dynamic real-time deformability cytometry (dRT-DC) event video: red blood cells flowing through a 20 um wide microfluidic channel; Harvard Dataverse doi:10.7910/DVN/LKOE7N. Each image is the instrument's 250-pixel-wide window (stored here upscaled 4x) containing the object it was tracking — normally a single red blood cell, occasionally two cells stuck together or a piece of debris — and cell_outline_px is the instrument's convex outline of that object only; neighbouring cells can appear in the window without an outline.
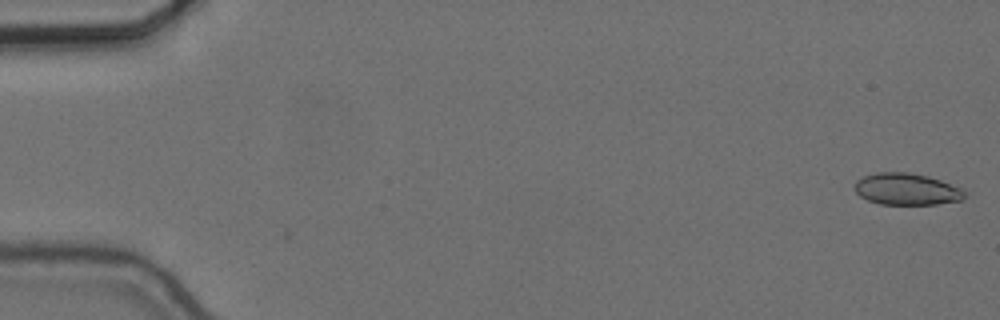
{"species": "common noctule bat (a hibernating species)", "species_latin": "Nyctalus noctula", "temperature_condition": "cold", "stored_images_in_passage": 56, "camera_frame_rate_fps": 3000, "um_per_image_px": 0.085, "animal": {"sex": "female", "body_mass_g": 24.6, "forearm_length_mm": 56.2}, "frame": {"image": 1, "passage_image": 1, "time_ms": 0.0, "image_size_px": [1000, 320], "cell_outline_px": [[964, 200], [936, 204], [880, 204], [868, 200], [860, 196], [856, 192], [856, 180], [864, 176], [876, 172], [908, 172], [928, 176], [964, 188]], "centroid_in_image_um": [77.09, 16.07], "position_along_channel_um": 7.9, "area_um2": 20.35}}
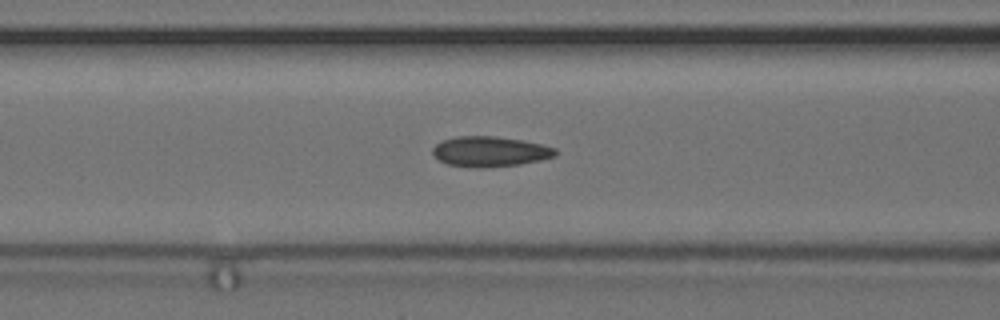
{"frame": {"image": 2, "passage_image": 23, "time_ms": 7.333, "image_size_px": [1000, 320], "cell_outline_px": [[560, 152], [556, 156], [540, 160], [520, 164], [484, 168], [476, 168], [448, 164], [440, 160], [432, 152], [432, 148], [436, 144], [444, 140], [456, 136], [496, 136], [524, 140], [556, 148]], "centroid_in_image_um": [41.69, 12.88], "position_along_channel_um": 124.9, "area_um2": 21.73}}
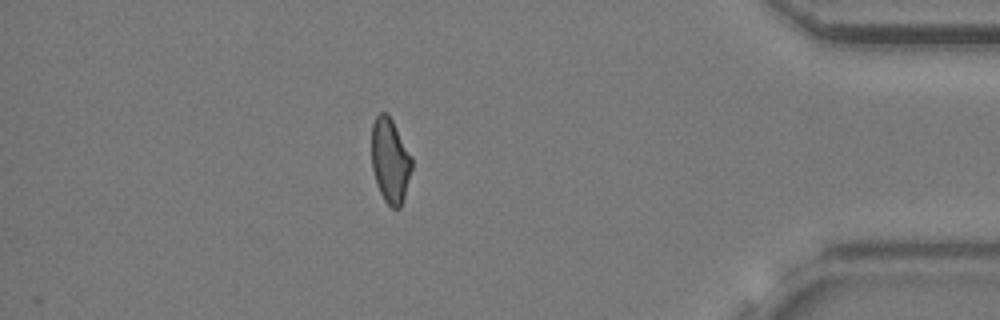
{"frame": {"image": 3, "passage_image": 49, "time_ms": 16.0, "image_size_px": [1000, 320], "cell_outline_px": [[412, 168], [404, 196], [400, 208], [392, 208], [384, 200], [376, 184], [372, 168], [372, 124], [376, 116], [380, 112], [388, 112], [412, 156]], "centroid_in_image_um": [33.16, 13.62], "position_along_channel_um": 402.0, "area_um2": 19.88}, "authors_computed_cell_mechanics": {"area_um2": 20.8369, "velocity_mm_per_s": 3.6613, "shape_relaxation_time_tau1_ms": null, "shape_relaxation_time_tau2_ms": 2.3752, "deformation_change_tau1": null, "deformation_change_tau2": 0.0939}}